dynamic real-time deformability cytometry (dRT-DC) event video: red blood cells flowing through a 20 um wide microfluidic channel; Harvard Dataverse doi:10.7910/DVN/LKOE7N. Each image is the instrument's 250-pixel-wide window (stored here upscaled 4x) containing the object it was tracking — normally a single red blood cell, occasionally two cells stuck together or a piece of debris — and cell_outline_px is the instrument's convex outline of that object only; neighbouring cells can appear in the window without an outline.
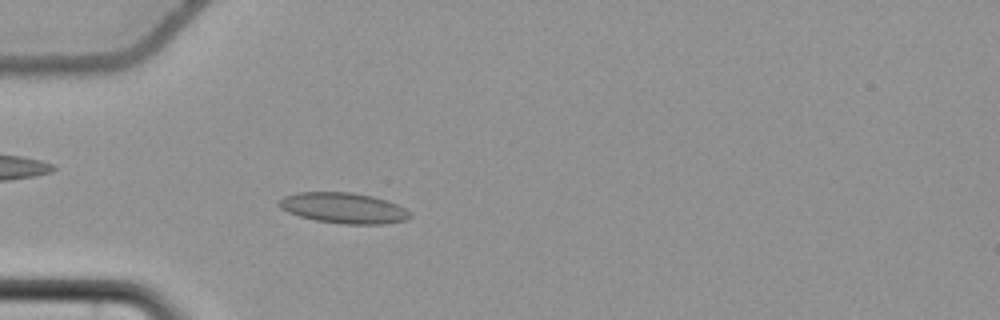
{"species": "common noctule bat (a hibernating species)", "species_latin": "Nyctalus noctula", "temperature_condition": "cold", "stored_images_in_passage": 58, "camera_frame_rate_fps": 3000, "um_per_image_px": 0.085, "animal": {"sex": "female", "body_mass_g": 22.7, "forearm_length_mm": 54.2}, "frame": {"image": 1, "passage_image": 18, "time_ms": 5.667, "image_size_px": [1000, 320], "cell_outline_px": [[412, 216], [408, 220], [384, 224], [344, 224], [316, 220], [300, 216], [288, 212], [280, 208], [276, 204], [284, 196], [300, 192], [352, 192], [372, 196], [396, 204], [404, 208]], "centroid_in_image_um": [29.19, 17.68], "position_along_channel_um": 55.8, "area_um2": 23.29}}
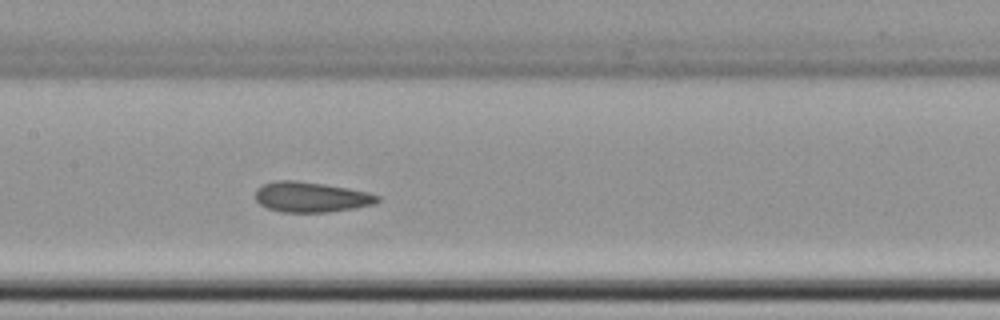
{"frame": {"image": 2, "passage_image": 29, "time_ms": 9.333, "image_size_px": [1000, 320], "cell_outline_px": [[380, 200], [372, 204], [352, 208], [328, 212], [280, 212], [268, 208], [260, 204], [256, 200], [256, 188], [264, 184], [276, 180], [296, 180], [324, 184], [348, 188], [368, 192], [380, 196]], "centroid_in_image_um": [26.42, 16.74], "position_along_channel_um": 181.0, "area_um2": 21.44}}
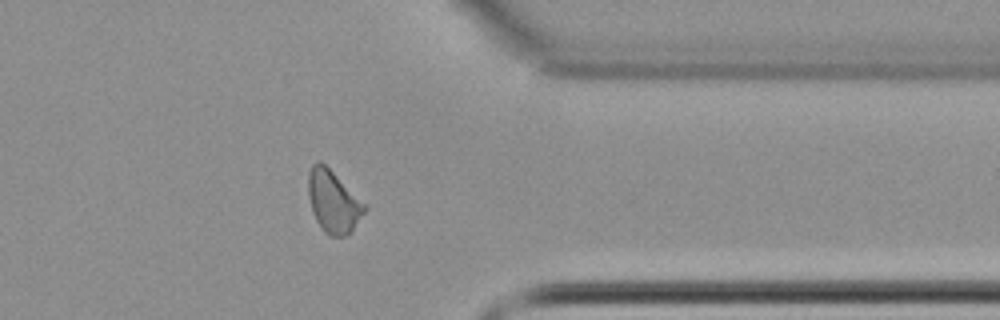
{"frame": {"image": 3, "passage_image": 47, "time_ms": 15.333, "image_size_px": [1000, 320], "cell_outline_px": [[368, 208], [348, 236], [328, 236], [320, 228], [312, 212], [308, 196], [308, 172], [312, 164], [316, 160], [320, 160], [368, 204]], "centroid_in_image_um": [28.34, 17.13], "position_along_channel_um": 383.1, "area_um2": 20.92}, "authors_computed_cell_mechanics": {"area_um2": 21.5594, "velocity_mm_per_s": 3.6951, "shape_relaxation_time_tau1_ms": null, "shape_relaxation_time_tau2_ms": 1.4082, "deformation_change_tau1": null, "deformation_change_tau2": 0.0606}}